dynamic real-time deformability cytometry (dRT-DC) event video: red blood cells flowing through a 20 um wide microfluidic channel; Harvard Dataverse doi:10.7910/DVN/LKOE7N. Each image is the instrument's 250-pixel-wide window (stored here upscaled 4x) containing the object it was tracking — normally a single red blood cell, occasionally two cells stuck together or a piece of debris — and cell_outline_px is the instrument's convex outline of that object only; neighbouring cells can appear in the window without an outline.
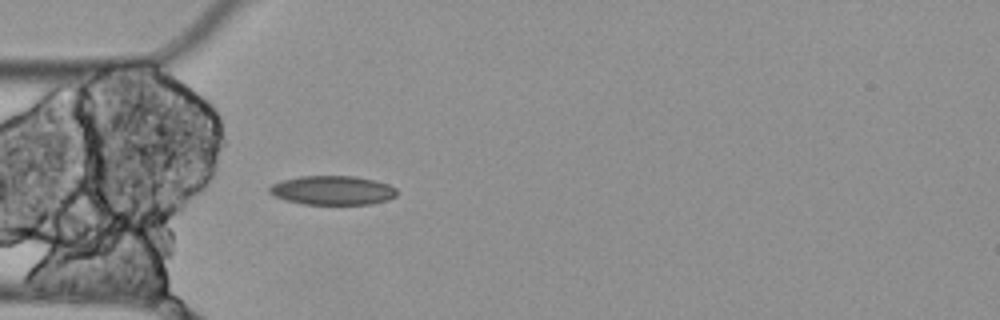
{"species": "Egyptian fruit bat (a non-hibernating species)", "species_latin": "Rousettus aegyptiacus", "temperature_condition": "cold", "stored_images_in_passage": 5, "camera_frame_rate_fps": 3000, "um_per_image_px": 0.085, "animal": {"sex": "female"}, "frame": {"image": 1, "passage_image": 5, "time_ms": 1.333, "image_size_px": [1000, 320], "cell_outline_px": [[396, 196], [388, 200], [368, 204], [304, 204], [284, 200], [272, 196], [268, 192], [268, 188], [272, 184], [280, 180], [300, 176], [356, 176], [388, 184], [396, 188]], "centroid_in_image_um": [28.21, 16.17], "position_along_channel_um": 56.8, "area_um2": 21.73}}